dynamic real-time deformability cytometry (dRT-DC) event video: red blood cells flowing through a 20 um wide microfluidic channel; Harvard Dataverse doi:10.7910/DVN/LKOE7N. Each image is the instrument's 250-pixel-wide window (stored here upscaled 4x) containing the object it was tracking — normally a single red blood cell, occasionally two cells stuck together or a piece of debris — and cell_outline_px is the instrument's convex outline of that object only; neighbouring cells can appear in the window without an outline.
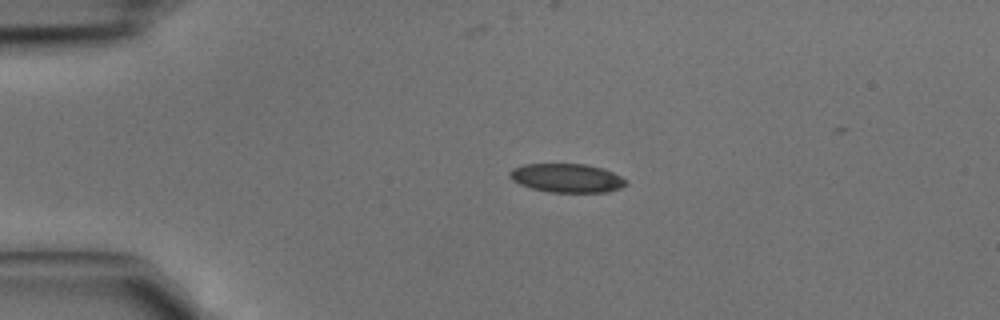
{"species": "common noctule bat (a hibernating species)", "species_latin": "Nyctalus noctula", "temperature_condition": "cold", "stored_images_in_passage": 2, "camera_frame_rate_fps": 3000, "um_per_image_px": 0.085, "animal": {"sex": "male", "body_mass_g": 15.6}, "frame": {"image": 1, "passage_image": 1, "time_ms": 0.0, "image_size_px": [1000, 320], "cell_outline_px": [[628, 184], [620, 188], [608, 192], [548, 192], [532, 188], [520, 184], [512, 180], [508, 176], [508, 172], [512, 168], [524, 164], [584, 164], [604, 168], [628, 180]], "centroid_in_image_um": [48.19, 15.13], "position_along_channel_um": 36.8, "area_um2": 19.65}}